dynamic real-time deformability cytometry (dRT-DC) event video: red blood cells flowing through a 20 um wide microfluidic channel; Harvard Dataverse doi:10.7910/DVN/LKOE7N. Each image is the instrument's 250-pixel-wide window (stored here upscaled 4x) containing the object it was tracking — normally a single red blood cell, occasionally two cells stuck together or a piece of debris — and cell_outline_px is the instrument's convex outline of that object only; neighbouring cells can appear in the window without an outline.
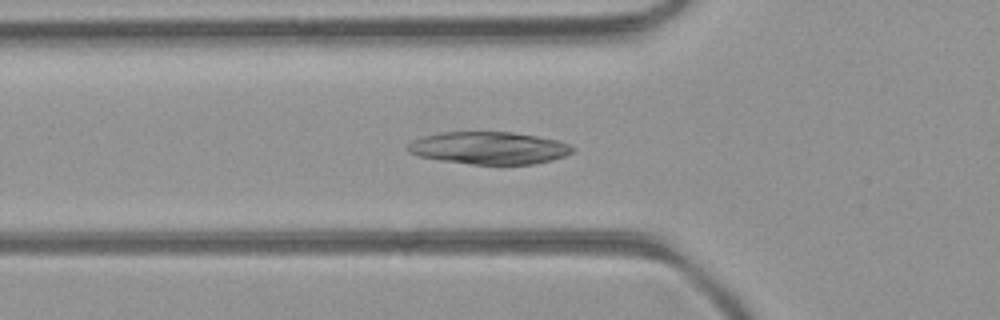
{"species": "common noctule bat (a hibernating species)", "species_latin": "Nyctalus noctula", "temperature_condition": "room temperature", "stored_images_in_passage": 36, "camera_frame_rate_fps": 3000, "um_per_image_px": 0.085, "animal": {"sex": "female", "body_mass_g": 21.9}, "frame": {"image": 1, "passage_image": 16, "time_ms": 5.0, "image_size_px": [1000, 320], "cell_outline_px": [[576, 148], [572, 152], [564, 156], [552, 160], [532, 164], [472, 164], [440, 160], [420, 156], [408, 152], [404, 148], [408, 144], [424, 136], [440, 132], [512, 132], [536, 136], [556, 140], [572, 144]], "centroid_in_image_um": [41.58, 12.58], "position_along_channel_um": 84.2, "area_um2": 31.04}}
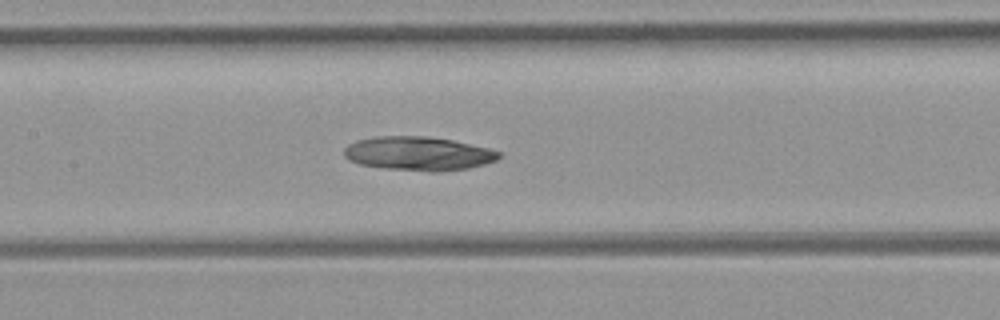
{"frame": {"image": 2, "passage_image": 22, "time_ms": 7.0, "image_size_px": [1000, 320], "cell_outline_px": [[504, 156], [496, 160], [484, 164], [468, 168], [440, 172], [432, 172], [384, 168], [360, 164], [348, 160], [344, 156], [344, 148], [348, 144], [356, 140], [376, 136], [424, 136], [452, 140], [488, 148], [500, 152]], "centroid_in_image_um": [35.55, 13.05], "position_along_channel_um": 171.8, "area_um2": 30.69}}
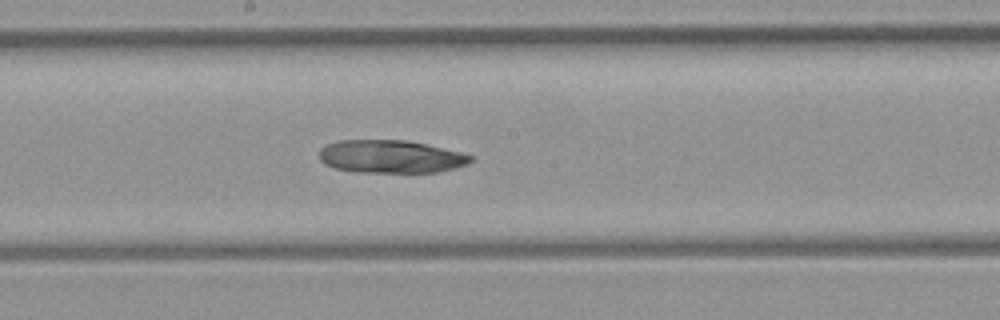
{"frame": {"image": 3, "passage_image": 25, "time_ms": 8.0, "image_size_px": [1000, 320], "cell_outline_px": [[472, 160], [468, 164], [440, 172], [356, 172], [336, 168], [324, 164], [320, 160], [320, 148], [328, 144], [340, 140], [408, 140], [460, 152], [472, 156]], "centroid_in_image_um": [33.21, 13.31], "position_along_channel_um": 215.0, "area_um2": 28.96}}